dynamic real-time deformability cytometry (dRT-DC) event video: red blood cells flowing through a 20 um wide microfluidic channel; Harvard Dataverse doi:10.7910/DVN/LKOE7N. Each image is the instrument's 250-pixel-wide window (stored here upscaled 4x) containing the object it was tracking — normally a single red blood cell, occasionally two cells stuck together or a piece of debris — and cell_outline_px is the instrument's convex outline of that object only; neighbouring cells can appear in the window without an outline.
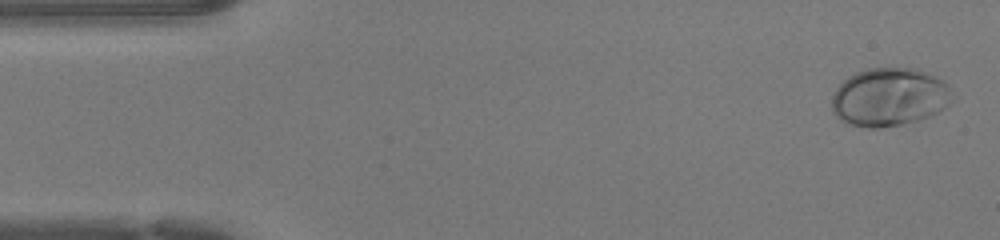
{"species": "human", "species_latin": "Homo sapiens", "temperature_condition": "warm", "stored_images_in_passage": 46, "camera_frame_rate_fps": 3000, "um_per_image_px": 0.085, "donor": {"sex": "female"}, "frame": {"image": 1, "passage_image": 1, "time_ms": 0.0, "image_size_px": [1000, 240], "cell_outline_px": [[956, 100], [944, 108], [928, 116], [904, 124], [880, 128], [868, 128], [844, 124], [832, 112], [832, 96], [836, 88], [848, 76], [856, 72], [868, 68], [920, 68], [944, 80], [952, 88]], "centroid_in_image_um": [75.63, 8.25], "position_along_channel_um": 9.4, "area_um2": 41.73}}
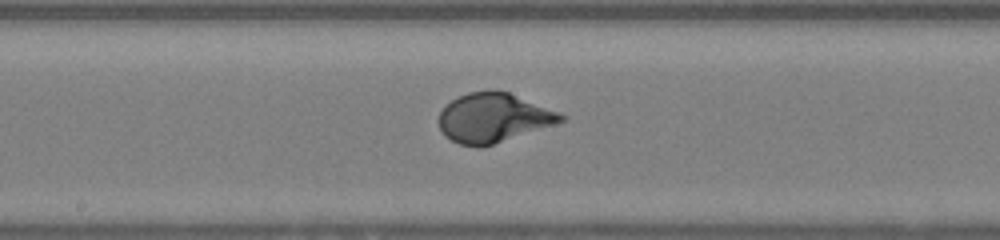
{"frame": {"image": 2, "passage_image": 23, "time_ms": 7.333, "image_size_px": [1000, 240], "cell_outline_px": [[564, 120], [492, 144], [460, 144], [444, 136], [436, 120], [444, 104], [468, 92], [492, 88], [496, 88], [508, 92], [560, 112], [564, 116]], "centroid_in_image_um": [41.87, 9.95], "position_along_channel_um": 206.3, "area_um2": 34.51}}
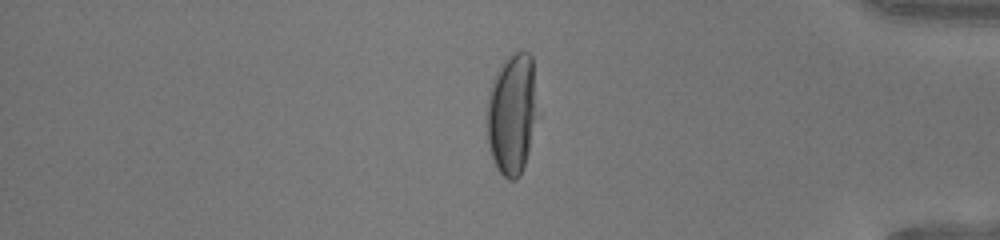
{"frame": {"image": 3, "passage_image": 38, "time_ms": 12.333, "image_size_px": [1000, 240], "cell_outline_px": [[540, 116], [520, 176], [516, 180], [508, 180], [496, 168], [492, 160], [488, 144], [488, 92], [492, 80], [500, 64], [508, 56], [516, 52], [528, 52], [532, 56]], "centroid_in_image_um": [43.57, 9.67], "position_along_channel_um": 391.6, "area_um2": 36.59}, "authors_computed_cell_mechanics": {"area_um2": 35.6915, "velocity_mm_per_s": 4.314, "shape_relaxation_time_tau1_ms": 2.895, "shape_relaxation_time_tau2_ms": null, "deformation_change_tau1": 0.2159, "deformation_change_tau2": null}}